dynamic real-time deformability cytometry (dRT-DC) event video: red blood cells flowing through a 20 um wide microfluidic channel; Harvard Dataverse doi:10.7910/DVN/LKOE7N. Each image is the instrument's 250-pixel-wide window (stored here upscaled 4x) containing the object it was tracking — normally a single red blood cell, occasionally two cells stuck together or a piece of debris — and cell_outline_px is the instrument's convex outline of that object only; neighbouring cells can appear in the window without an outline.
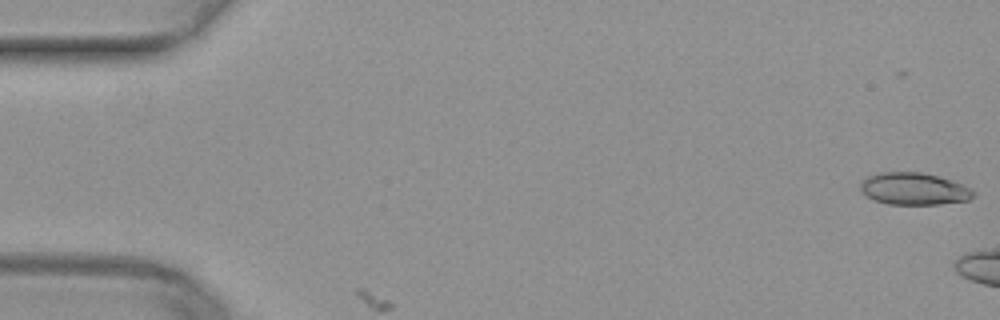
{"species": "common noctule bat (a hibernating species)", "species_latin": "Nyctalus noctula", "temperature_condition": "warm", "stored_images_in_passage": 3, "camera_frame_rate_fps": 3000, "um_per_image_px": 0.085, "animal": {"sex": "female", "body_mass_g": 29.2, "forearm_length_mm": 56.3}, "frame": {"image": 1, "passage_image": 1, "time_ms": 0.0, "image_size_px": [1000, 320], "cell_outline_px": [[976, 196], [968, 200], [940, 204], [888, 204], [872, 200], [860, 192], [860, 180], [868, 176], [880, 172], [924, 172], [940, 176], [972, 188], [976, 192]], "centroid_in_image_um": [77.67, 16.04], "position_along_channel_um": 7.3, "area_um2": 21.56}}